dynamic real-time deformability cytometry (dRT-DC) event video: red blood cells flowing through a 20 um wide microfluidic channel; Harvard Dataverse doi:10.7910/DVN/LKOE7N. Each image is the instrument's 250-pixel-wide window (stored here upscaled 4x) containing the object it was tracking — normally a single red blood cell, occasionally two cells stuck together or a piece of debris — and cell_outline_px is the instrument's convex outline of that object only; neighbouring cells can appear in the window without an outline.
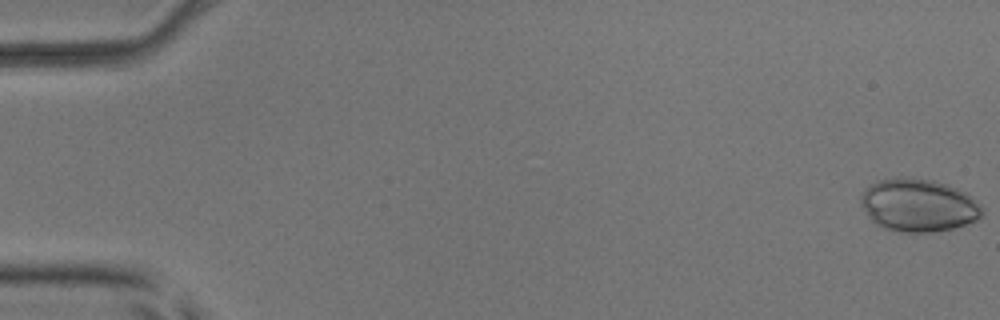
{"species": "common noctule bat (a hibernating species)", "species_latin": "Nyctalus noctula", "temperature_condition": "room temperature", "stored_images_in_passage": 53, "camera_frame_rate_fps": 3000, "um_per_image_px": 0.085, "animal": {"sex": "male", "body_mass_g": 17.9, "forearm_length_mm": 54.2}, "frame": {"image": 1, "passage_image": 1, "time_ms": 0.0, "image_size_px": [1000, 320], "cell_outline_px": [[984, 212], [980, 220], [952, 228], [932, 232], [900, 232], [884, 228], [876, 224], [868, 216], [860, 204], [860, 192], [864, 188], [880, 180], [900, 176], [936, 180], [948, 184], [972, 196], [984, 208]], "centroid_in_image_um": [78.08, 17.43], "position_along_channel_um": 6.9, "area_um2": 37.92}}
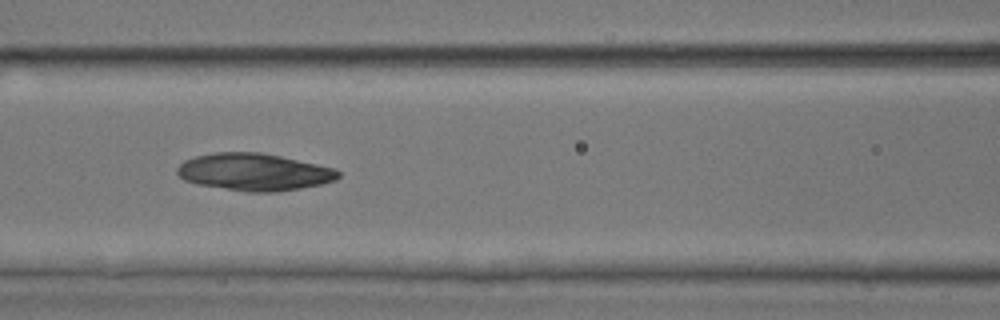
{"frame": {"image": 2, "passage_image": 24, "time_ms": 7.667, "image_size_px": [1000, 320], "cell_outline_px": [[340, 176], [336, 180], [320, 184], [300, 188], [276, 192], [248, 192], [196, 184], [184, 180], [176, 172], [176, 168], [184, 160], [196, 156], [216, 152], [260, 152], [280, 156], [336, 168], [340, 172]], "centroid_in_image_um": [21.59, 14.62], "position_along_channel_um": 145.0, "area_um2": 34.97}}
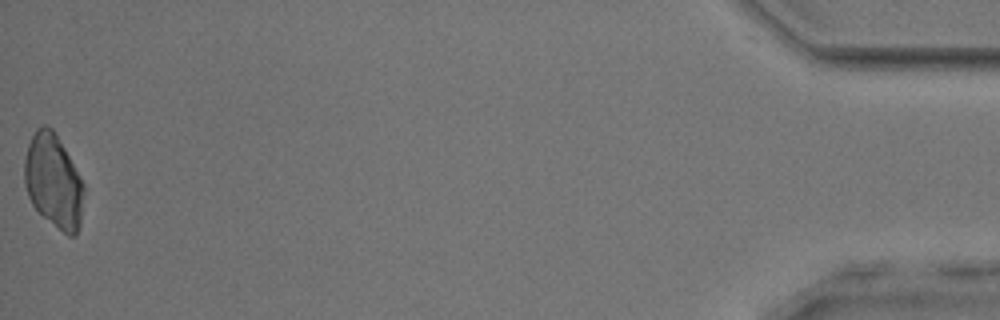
{"frame": {"image": 3, "passage_image": 53, "time_ms": 17.333, "image_size_px": [1000, 320], "cell_outline_px": [[84, 188], [80, 224], [76, 236], [68, 236], [44, 216], [32, 204], [28, 196], [24, 184], [24, 160], [28, 144], [36, 128], [44, 124], [48, 124], [56, 132], [84, 184]], "centroid_in_image_um": [4.54, 15.36], "position_along_channel_um": 430.7, "area_um2": 32.43}}